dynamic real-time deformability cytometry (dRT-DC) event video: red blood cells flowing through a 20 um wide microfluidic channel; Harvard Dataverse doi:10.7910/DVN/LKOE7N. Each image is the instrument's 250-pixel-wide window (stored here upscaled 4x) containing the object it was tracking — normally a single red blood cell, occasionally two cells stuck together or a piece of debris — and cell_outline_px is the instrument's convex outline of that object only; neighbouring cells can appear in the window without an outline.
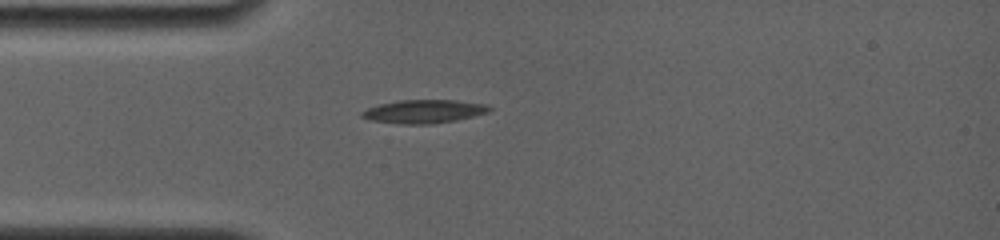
{"species": "common noctule bat (a hibernating species)", "species_latin": "Nyctalus noctula", "temperature_condition": "room temperature", "stored_images_in_passage": 1, "camera_frame_rate_fps": 4000, "um_per_image_px": 0.085, "animal": {"sex": "female", "body_mass_g": 19.0, "forearm_length_mm": 56.7}, "frame": {"image": 1, "passage_image": 1, "time_ms": 0.0, "image_size_px": [1000, 240], "cell_outline_px": [[492, 108], [488, 112], [456, 120], [432, 124], [404, 124], [372, 120], [360, 116], [360, 112], [368, 108], [380, 104], [400, 100], [456, 100], [488, 104]], "centroid_in_image_um": [36.05, 9.46], "position_along_channel_um": 48.9, "area_um2": 17.28}}